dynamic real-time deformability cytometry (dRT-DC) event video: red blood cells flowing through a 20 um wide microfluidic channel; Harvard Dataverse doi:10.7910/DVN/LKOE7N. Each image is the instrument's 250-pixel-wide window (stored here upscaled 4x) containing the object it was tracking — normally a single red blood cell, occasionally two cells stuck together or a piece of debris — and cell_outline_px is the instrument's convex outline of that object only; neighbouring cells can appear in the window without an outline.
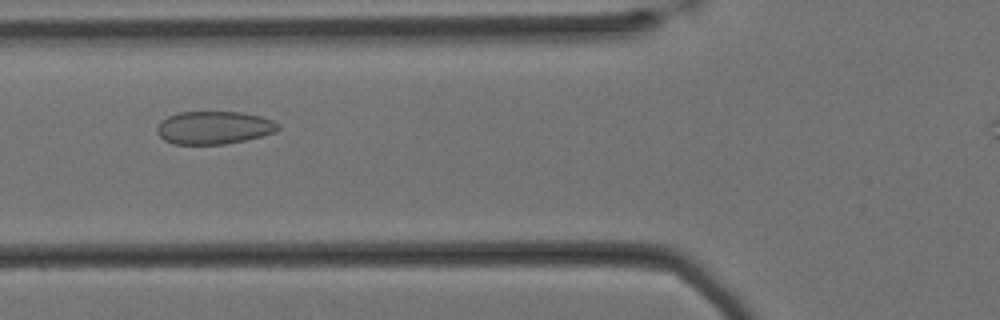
{"species": "Egyptian fruit bat (a non-hibernating species)", "species_latin": "Rousettus aegyptiacus", "temperature_condition": "cold", "stored_images_in_passage": 36, "camera_frame_rate_fps": 3000, "um_per_image_px": 0.085, "animal": {"sex": "female"}, "frame": {"image": 1, "passage_image": 11, "time_ms": 3.333, "image_size_px": [1000, 320], "cell_outline_px": [[280, 128], [276, 132], [244, 140], [224, 144], [172, 144], [164, 140], [156, 132], [156, 128], [160, 120], [168, 116], [180, 112], [240, 112], [260, 116], [272, 120], [280, 124]], "centroid_in_image_um": [18.16, 10.85], "position_along_channel_um": 107.6, "area_um2": 23.29}}
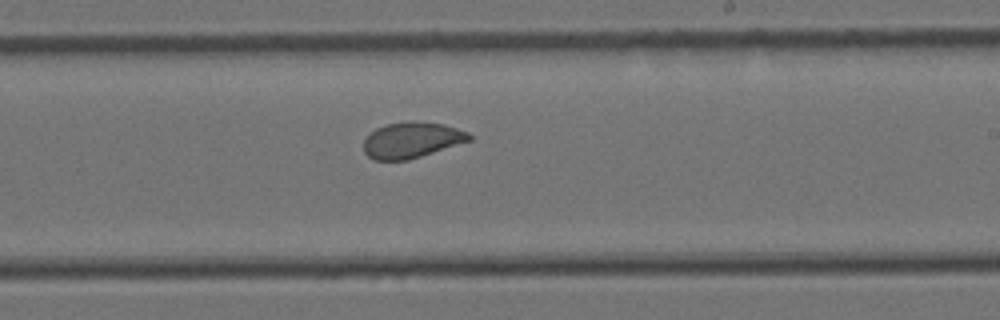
{"frame": {"image": 2, "passage_image": 24, "time_ms": 7.667, "image_size_px": [1000, 320], "cell_outline_px": [[472, 140], [408, 160], [376, 160], [368, 156], [364, 152], [364, 140], [376, 128], [388, 124], [408, 120], [416, 120], [444, 124], [468, 132], [472, 136]], "centroid_in_image_um": [35.01, 11.89], "position_along_channel_um": 254.0, "area_um2": 22.08}}
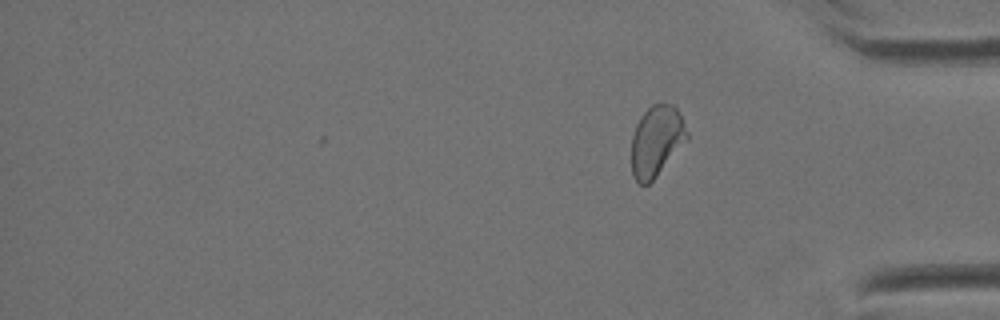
{"frame": {"image": 3, "passage_image": 36, "time_ms": 11.667, "image_size_px": [1000, 320], "cell_outline_px": [[688, 140], [656, 176], [648, 184], [640, 184], [632, 176], [632, 136], [636, 124], [640, 116], [652, 104], [672, 104], [676, 108], [688, 132]], "centroid_in_image_um": [55.79, 11.98], "position_along_channel_um": 379.4, "area_um2": 22.72}, "authors_computed_cell_mechanics": {"area_um2": 22.7154, "velocity_mm_per_s": 3.3914, "shape_relaxation_time_tau1_ms": 9.1776, "shape_relaxation_time_tau2_ms": 1.0929, "deformation_change_tau1": 0.1302, "deformation_change_tau2": 0.0488}}